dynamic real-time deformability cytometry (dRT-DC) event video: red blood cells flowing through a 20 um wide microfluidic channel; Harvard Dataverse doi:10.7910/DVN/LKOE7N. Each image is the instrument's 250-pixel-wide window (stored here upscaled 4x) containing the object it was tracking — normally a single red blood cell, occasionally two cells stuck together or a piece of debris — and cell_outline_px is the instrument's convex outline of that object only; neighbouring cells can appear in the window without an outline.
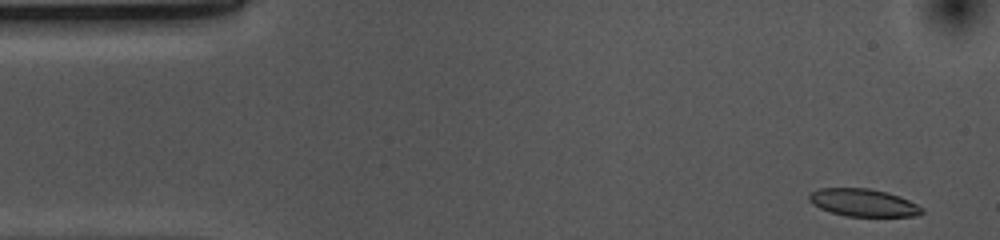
{"species": "common noctule bat (a hibernating species)", "species_latin": "Nyctalus noctula", "temperature_condition": "cold", "stored_images_in_passage": 42, "camera_frame_rate_fps": 3000, "um_per_image_px": 0.085, "animal": {"sex": "female", "body_mass_g": 10.0, "forearm_length_mm": 53.1}, "frame": {"image": 1, "passage_image": 1, "time_ms": 0.0, "image_size_px": [1000, 240], "cell_outline_px": [[924, 212], [916, 216], [848, 216], [832, 212], [820, 208], [812, 204], [808, 200], [808, 196], [812, 192], [820, 188], [868, 188], [888, 192], [900, 196], [924, 208]], "centroid_in_image_um": [73.39, 17.22], "position_along_channel_um": 11.6, "area_um2": 18.09}}
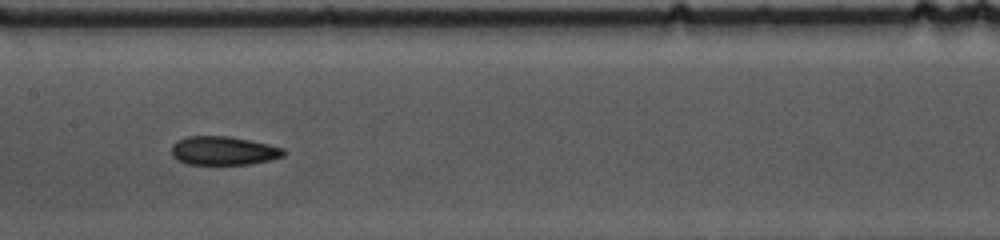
{"frame": {"image": 2, "passage_image": 23, "time_ms": 7.333, "image_size_px": [1000, 240], "cell_outline_px": [[284, 156], [268, 160], [248, 164], [188, 164], [172, 156], [172, 144], [176, 140], [188, 136], [228, 136], [268, 144], [284, 148]], "centroid_in_image_um": [18.97, 12.8], "position_along_channel_um": 188.4, "area_um2": 18.55}}
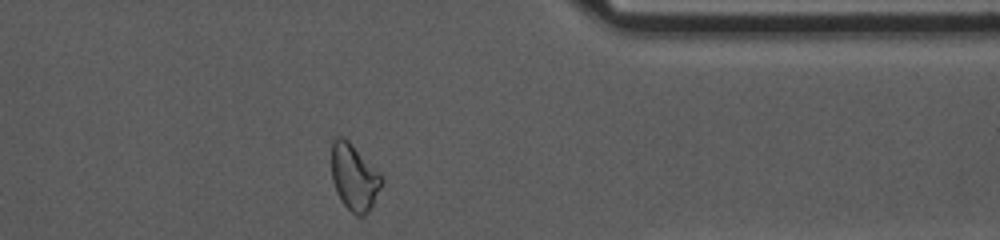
{"frame": {"image": 3, "passage_image": 40, "time_ms": 13.0, "image_size_px": [1000, 240], "cell_outline_px": [[384, 184], [372, 204], [364, 216], [356, 216], [340, 200], [332, 180], [332, 140], [336, 136], [344, 136], [384, 176]], "centroid_in_image_um": [30.13, 15.04], "position_along_channel_um": 381.3, "area_um2": 19.54}, "authors_computed_cell_mechanics": {"area_um2": 19.1896, "velocity_mm_per_s": 3.6933, "shape_relaxation_time_tau1_ms": 5.6715, "shape_relaxation_time_tau2_ms": 1.6324, "deformation_change_tau1": 0.146, "deformation_change_tau2": 0.0794}}